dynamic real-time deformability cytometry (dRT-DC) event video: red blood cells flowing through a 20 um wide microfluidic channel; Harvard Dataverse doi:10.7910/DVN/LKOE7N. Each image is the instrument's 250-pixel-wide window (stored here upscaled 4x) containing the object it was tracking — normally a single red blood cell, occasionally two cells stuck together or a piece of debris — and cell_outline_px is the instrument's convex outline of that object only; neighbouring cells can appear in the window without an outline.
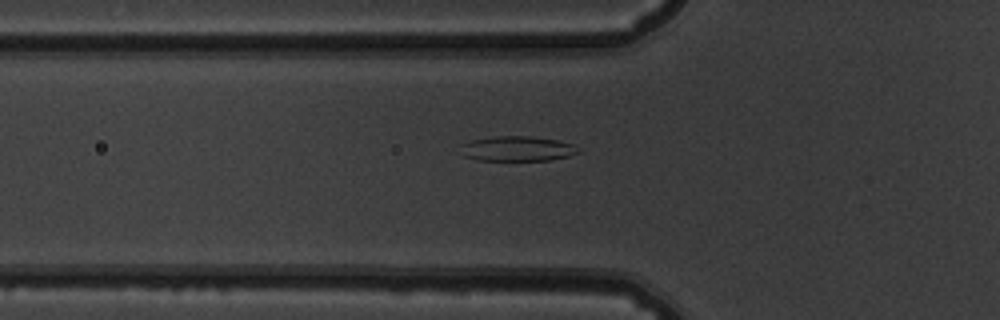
{"species": "common noctule bat (a hibernating species)", "species_latin": "Nyctalus noctula", "temperature_condition": "warm", "stored_images_in_passage": 45, "camera_frame_rate_fps": 3000, "um_per_image_px": 0.085, "animal": {"sex": "male", "body_mass_g": 19.5, "forearm_length_mm": 54.6}, "frame": {"image": 1, "passage_image": 11, "time_ms": 3.333, "image_size_px": [1000, 320], "cell_outline_px": [[580, 152], [568, 156], [552, 160], [476, 160], [464, 156], [460, 144], [472, 140], [496, 136], [532, 136], [556, 140], [572, 144]], "centroid_in_image_um": [43.95, 12.64], "position_along_channel_um": 81.9, "area_um2": 16.99}}
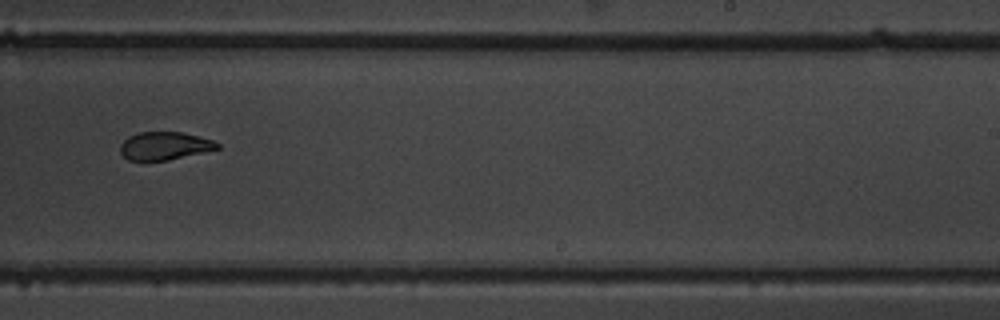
{"frame": {"image": 2, "passage_image": 26, "time_ms": 8.333, "image_size_px": [1000, 320], "cell_outline_px": [[220, 148], [168, 160], [128, 160], [120, 152], [120, 144], [128, 136], [140, 132], [184, 132], [212, 140], [220, 144]], "centroid_in_image_um": [13.98, 12.39], "position_along_channel_um": 275.0, "area_um2": 15.72}}
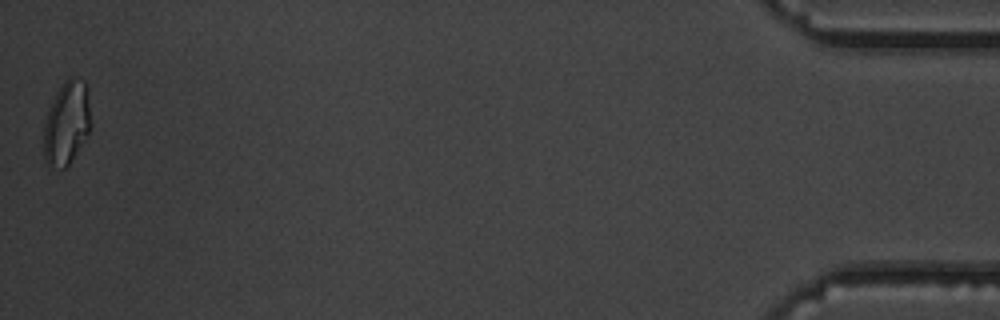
{"frame": {"image": 3, "passage_image": 45, "time_ms": 14.667, "image_size_px": [1000, 320], "cell_outline_px": [[92, 128], [68, 164], [64, 168], [48, 164], [44, 156], [44, 124], [48, 108], [56, 92], [64, 80], [72, 76], [84, 80], [88, 84], [92, 124]], "centroid_in_image_um": [5.71, 10.36], "position_along_channel_um": 429.5, "area_um2": 23.18}, "authors_computed_cell_mechanics": {"area_um2": 17.7446, "velocity_mm_per_s": 3.8692, "shape_relaxation_time_tau1_ms": null, "shape_relaxation_time_tau2_ms": 3.7613, "deformation_change_tau1": null, "deformation_change_tau2": 0.0764}}